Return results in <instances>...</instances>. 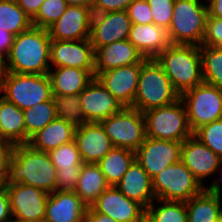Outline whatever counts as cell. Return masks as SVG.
Wrapping results in <instances>:
<instances>
[{"instance_id": "cell-22", "label": "cell", "mask_w": 222, "mask_h": 222, "mask_svg": "<svg viewBox=\"0 0 222 222\" xmlns=\"http://www.w3.org/2000/svg\"><path fill=\"white\" fill-rule=\"evenodd\" d=\"M87 205L74 192L50 193L47 198L46 222H84Z\"/></svg>"}, {"instance_id": "cell-50", "label": "cell", "mask_w": 222, "mask_h": 222, "mask_svg": "<svg viewBox=\"0 0 222 222\" xmlns=\"http://www.w3.org/2000/svg\"><path fill=\"white\" fill-rule=\"evenodd\" d=\"M67 5L83 6L87 8H92L95 0H65Z\"/></svg>"}, {"instance_id": "cell-39", "label": "cell", "mask_w": 222, "mask_h": 222, "mask_svg": "<svg viewBox=\"0 0 222 222\" xmlns=\"http://www.w3.org/2000/svg\"><path fill=\"white\" fill-rule=\"evenodd\" d=\"M152 11L153 23L168 30L175 0H147Z\"/></svg>"}, {"instance_id": "cell-42", "label": "cell", "mask_w": 222, "mask_h": 222, "mask_svg": "<svg viewBox=\"0 0 222 222\" xmlns=\"http://www.w3.org/2000/svg\"><path fill=\"white\" fill-rule=\"evenodd\" d=\"M134 0H95L92 6V13H107L127 10Z\"/></svg>"}, {"instance_id": "cell-45", "label": "cell", "mask_w": 222, "mask_h": 222, "mask_svg": "<svg viewBox=\"0 0 222 222\" xmlns=\"http://www.w3.org/2000/svg\"><path fill=\"white\" fill-rule=\"evenodd\" d=\"M19 7L32 19L45 0H16Z\"/></svg>"}, {"instance_id": "cell-18", "label": "cell", "mask_w": 222, "mask_h": 222, "mask_svg": "<svg viewBox=\"0 0 222 222\" xmlns=\"http://www.w3.org/2000/svg\"><path fill=\"white\" fill-rule=\"evenodd\" d=\"M92 16L91 8L68 5L60 18L47 29L51 40L89 39Z\"/></svg>"}, {"instance_id": "cell-1", "label": "cell", "mask_w": 222, "mask_h": 222, "mask_svg": "<svg viewBox=\"0 0 222 222\" xmlns=\"http://www.w3.org/2000/svg\"><path fill=\"white\" fill-rule=\"evenodd\" d=\"M51 38L47 29L31 26L16 35L5 58L3 72L48 74Z\"/></svg>"}, {"instance_id": "cell-23", "label": "cell", "mask_w": 222, "mask_h": 222, "mask_svg": "<svg viewBox=\"0 0 222 222\" xmlns=\"http://www.w3.org/2000/svg\"><path fill=\"white\" fill-rule=\"evenodd\" d=\"M145 59L128 39L110 43L95 50V76L113 68L141 64Z\"/></svg>"}, {"instance_id": "cell-52", "label": "cell", "mask_w": 222, "mask_h": 222, "mask_svg": "<svg viewBox=\"0 0 222 222\" xmlns=\"http://www.w3.org/2000/svg\"><path fill=\"white\" fill-rule=\"evenodd\" d=\"M142 222H153V221L145 214V216L143 217Z\"/></svg>"}, {"instance_id": "cell-17", "label": "cell", "mask_w": 222, "mask_h": 222, "mask_svg": "<svg viewBox=\"0 0 222 222\" xmlns=\"http://www.w3.org/2000/svg\"><path fill=\"white\" fill-rule=\"evenodd\" d=\"M141 64H132L98 73L95 77L123 107H132Z\"/></svg>"}, {"instance_id": "cell-2", "label": "cell", "mask_w": 222, "mask_h": 222, "mask_svg": "<svg viewBox=\"0 0 222 222\" xmlns=\"http://www.w3.org/2000/svg\"><path fill=\"white\" fill-rule=\"evenodd\" d=\"M56 171L49 153L28 144L14 145L4 185L26 184L50 194L55 191Z\"/></svg>"}, {"instance_id": "cell-4", "label": "cell", "mask_w": 222, "mask_h": 222, "mask_svg": "<svg viewBox=\"0 0 222 222\" xmlns=\"http://www.w3.org/2000/svg\"><path fill=\"white\" fill-rule=\"evenodd\" d=\"M180 97L156 59H145L141 63L137 92L132 108L143 113L150 109L172 104Z\"/></svg>"}, {"instance_id": "cell-5", "label": "cell", "mask_w": 222, "mask_h": 222, "mask_svg": "<svg viewBox=\"0 0 222 222\" xmlns=\"http://www.w3.org/2000/svg\"><path fill=\"white\" fill-rule=\"evenodd\" d=\"M208 15L206 0H175L167 30L170 43L201 46Z\"/></svg>"}, {"instance_id": "cell-38", "label": "cell", "mask_w": 222, "mask_h": 222, "mask_svg": "<svg viewBox=\"0 0 222 222\" xmlns=\"http://www.w3.org/2000/svg\"><path fill=\"white\" fill-rule=\"evenodd\" d=\"M193 135L222 158V118L200 126Z\"/></svg>"}, {"instance_id": "cell-16", "label": "cell", "mask_w": 222, "mask_h": 222, "mask_svg": "<svg viewBox=\"0 0 222 222\" xmlns=\"http://www.w3.org/2000/svg\"><path fill=\"white\" fill-rule=\"evenodd\" d=\"M131 25L127 10L93 14L89 39L94 51L110 43L128 39Z\"/></svg>"}, {"instance_id": "cell-19", "label": "cell", "mask_w": 222, "mask_h": 222, "mask_svg": "<svg viewBox=\"0 0 222 222\" xmlns=\"http://www.w3.org/2000/svg\"><path fill=\"white\" fill-rule=\"evenodd\" d=\"M56 167V192H74L83 166L76 142L65 143L49 152Z\"/></svg>"}, {"instance_id": "cell-6", "label": "cell", "mask_w": 222, "mask_h": 222, "mask_svg": "<svg viewBox=\"0 0 222 222\" xmlns=\"http://www.w3.org/2000/svg\"><path fill=\"white\" fill-rule=\"evenodd\" d=\"M0 95L25 110L53 97L51 80L48 74L2 72Z\"/></svg>"}, {"instance_id": "cell-37", "label": "cell", "mask_w": 222, "mask_h": 222, "mask_svg": "<svg viewBox=\"0 0 222 222\" xmlns=\"http://www.w3.org/2000/svg\"><path fill=\"white\" fill-rule=\"evenodd\" d=\"M67 6L65 0H45L31 19L32 26L48 29L65 12Z\"/></svg>"}, {"instance_id": "cell-55", "label": "cell", "mask_w": 222, "mask_h": 222, "mask_svg": "<svg viewBox=\"0 0 222 222\" xmlns=\"http://www.w3.org/2000/svg\"><path fill=\"white\" fill-rule=\"evenodd\" d=\"M215 222H222V216L218 220H216Z\"/></svg>"}, {"instance_id": "cell-7", "label": "cell", "mask_w": 222, "mask_h": 222, "mask_svg": "<svg viewBox=\"0 0 222 222\" xmlns=\"http://www.w3.org/2000/svg\"><path fill=\"white\" fill-rule=\"evenodd\" d=\"M146 137L183 142L193 135L182 99L143 112Z\"/></svg>"}, {"instance_id": "cell-12", "label": "cell", "mask_w": 222, "mask_h": 222, "mask_svg": "<svg viewBox=\"0 0 222 222\" xmlns=\"http://www.w3.org/2000/svg\"><path fill=\"white\" fill-rule=\"evenodd\" d=\"M182 143L146 137L135 151L136 160L152 179L167 166L181 161Z\"/></svg>"}, {"instance_id": "cell-20", "label": "cell", "mask_w": 222, "mask_h": 222, "mask_svg": "<svg viewBox=\"0 0 222 222\" xmlns=\"http://www.w3.org/2000/svg\"><path fill=\"white\" fill-rule=\"evenodd\" d=\"M79 98L87 122L100 123L123 108L96 77L79 94Z\"/></svg>"}, {"instance_id": "cell-25", "label": "cell", "mask_w": 222, "mask_h": 222, "mask_svg": "<svg viewBox=\"0 0 222 222\" xmlns=\"http://www.w3.org/2000/svg\"><path fill=\"white\" fill-rule=\"evenodd\" d=\"M115 186L127 198L139 202L145 208L156 199L152 179L137 160L131 164Z\"/></svg>"}, {"instance_id": "cell-15", "label": "cell", "mask_w": 222, "mask_h": 222, "mask_svg": "<svg viewBox=\"0 0 222 222\" xmlns=\"http://www.w3.org/2000/svg\"><path fill=\"white\" fill-rule=\"evenodd\" d=\"M90 208L117 222H142L146 214V208L143 205L127 198L116 186H109L91 204Z\"/></svg>"}, {"instance_id": "cell-24", "label": "cell", "mask_w": 222, "mask_h": 222, "mask_svg": "<svg viewBox=\"0 0 222 222\" xmlns=\"http://www.w3.org/2000/svg\"><path fill=\"white\" fill-rule=\"evenodd\" d=\"M128 40L146 59H155L171 44L167 30L154 23H132Z\"/></svg>"}, {"instance_id": "cell-27", "label": "cell", "mask_w": 222, "mask_h": 222, "mask_svg": "<svg viewBox=\"0 0 222 222\" xmlns=\"http://www.w3.org/2000/svg\"><path fill=\"white\" fill-rule=\"evenodd\" d=\"M75 129L72 124L57 117L34 134L27 144L33 149L49 153L65 143L72 142Z\"/></svg>"}, {"instance_id": "cell-10", "label": "cell", "mask_w": 222, "mask_h": 222, "mask_svg": "<svg viewBox=\"0 0 222 222\" xmlns=\"http://www.w3.org/2000/svg\"><path fill=\"white\" fill-rule=\"evenodd\" d=\"M100 123L114 147L136 151L146 139L144 115L135 108L123 107Z\"/></svg>"}, {"instance_id": "cell-51", "label": "cell", "mask_w": 222, "mask_h": 222, "mask_svg": "<svg viewBox=\"0 0 222 222\" xmlns=\"http://www.w3.org/2000/svg\"><path fill=\"white\" fill-rule=\"evenodd\" d=\"M5 58L6 57L0 52V74L4 70Z\"/></svg>"}, {"instance_id": "cell-9", "label": "cell", "mask_w": 222, "mask_h": 222, "mask_svg": "<svg viewBox=\"0 0 222 222\" xmlns=\"http://www.w3.org/2000/svg\"><path fill=\"white\" fill-rule=\"evenodd\" d=\"M188 122L194 132L200 126L222 118V89L206 82L184 92L181 97Z\"/></svg>"}, {"instance_id": "cell-44", "label": "cell", "mask_w": 222, "mask_h": 222, "mask_svg": "<svg viewBox=\"0 0 222 222\" xmlns=\"http://www.w3.org/2000/svg\"><path fill=\"white\" fill-rule=\"evenodd\" d=\"M0 222H13L9 195L5 185H0Z\"/></svg>"}, {"instance_id": "cell-26", "label": "cell", "mask_w": 222, "mask_h": 222, "mask_svg": "<svg viewBox=\"0 0 222 222\" xmlns=\"http://www.w3.org/2000/svg\"><path fill=\"white\" fill-rule=\"evenodd\" d=\"M52 95H79L94 76L87 70L74 67L50 68Z\"/></svg>"}, {"instance_id": "cell-21", "label": "cell", "mask_w": 222, "mask_h": 222, "mask_svg": "<svg viewBox=\"0 0 222 222\" xmlns=\"http://www.w3.org/2000/svg\"><path fill=\"white\" fill-rule=\"evenodd\" d=\"M74 141L83 163L97 164L114 147L99 122H87L77 127Z\"/></svg>"}, {"instance_id": "cell-11", "label": "cell", "mask_w": 222, "mask_h": 222, "mask_svg": "<svg viewBox=\"0 0 222 222\" xmlns=\"http://www.w3.org/2000/svg\"><path fill=\"white\" fill-rule=\"evenodd\" d=\"M5 186L9 195L13 222L44 220L49 193L26 184Z\"/></svg>"}, {"instance_id": "cell-46", "label": "cell", "mask_w": 222, "mask_h": 222, "mask_svg": "<svg viewBox=\"0 0 222 222\" xmlns=\"http://www.w3.org/2000/svg\"><path fill=\"white\" fill-rule=\"evenodd\" d=\"M14 37L12 33L0 29V52L5 57L10 52Z\"/></svg>"}, {"instance_id": "cell-41", "label": "cell", "mask_w": 222, "mask_h": 222, "mask_svg": "<svg viewBox=\"0 0 222 222\" xmlns=\"http://www.w3.org/2000/svg\"><path fill=\"white\" fill-rule=\"evenodd\" d=\"M201 46H215L222 48V19L207 17L206 30Z\"/></svg>"}, {"instance_id": "cell-13", "label": "cell", "mask_w": 222, "mask_h": 222, "mask_svg": "<svg viewBox=\"0 0 222 222\" xmlns=\"http://www.w3.org/2000/svg\"><path fill=\"white\" fill-rule=\"evenodd\" d=\"M51 68L74 67L89 71L95 77V51L90 39L50 42Z\"/></svg>"}, {"instance_id": "cell-36", "label": "cell", "mask_w": 222, "mask_h": 222, "mask_svg": "<svg viewBox=\"0 0 222 222\" xmlns=\"http://www.w3.org/2000/svg\"><path fill=\"white\" fill-rule=\"evenodd\" d=\"M53 99L58 118L65 120L76 128L87 123L82 113L79 95H53Z\"/></svg>"}, {"instance_id": "cell-32", "label": "cell", "mask_w": 222, "mask_h": 222, "mask_svg": "<svg viewBox=\"0 0 222 222\" xmlns=\"http://www.w3.org/2000/svg\"><path fill=\"white\" fill-rule=\"evenodd\" d=\"M26 129V144L29 139L57 118L53 97L33 107L23 110Z\"/></svg>"}, {"instance_id": "cell-43", "label": "cell", "mask_w": 222, "mask_h": 222, "mask_svg": "<svg viewBox=\"0 0 222 222\" xmlns=\"http://www.w3.org/2000/svg\"><path fill=\"white\" fill-rule=\"evenodd\" d=\"M13 145L0 143V185H4L7 179L8 164L12 156Z\"/></svg>"}, {"instance_id": "cell-34", "label": "cell", "mask_w": 222, "mask_h": 222, "mask_svg": "<svg viewBox=\"0 0 222 222\" xmlns=\"http://www.w3.org/2000/svg\"><path fill=\"white\" fill-rule=\"evenodd\" d=\"M146 215L153 222H187L186 204L182 201L155 199L147 208Z\"/></svg>"}, {"instance_id": "cell-48", "label": "cell", "mask_w": 222, "mask_h": 222, "mask_svg": "<svg viewBox=\"0 0 222 222\" xmlns=\"http://www.w3.org/2000/svg\"><path fill=\"white\" fill-rule=\"evenodd\" d=\"M206 189L216 195H219L222 192V163L220 164L215 178Z\"/></svg>"}, {"instance_id": "cell-33", "label": "cell", "mask_w": 222, "mask_h": 222, "mask_svg": "<svg viewBox=\"0 0 222 222\" xmlns=\"http://www.w3.org/2000/svg\"><path fill=\"white\" fill-rule=\"evenodd\" d=\"M31 26V18L19 7L16 0H0V29L16 36Z\"/></svg>"}, {"instance_id": "cell-53", "label": "cell", "mask_w": 222, "mask_h": 222, "mask_svg": "<svg viewBox=\"0 0 222 222\" xmlns=\"http://www.w3.org/2000/svg\"><path fill=\"white\" fill-rule=\"evenodd\" d=\"M0 143H8V142L3 138L1 129H0Z\"/></svg>"}, {"instance_id": "cell-3", "label": "cell", "mask_w": 222, "mask_h": 222, "mask_svg": "<svg viewBox=\"0 0 222 222\" xmlns=\"http://www.w3.org/2000/svg\"><path fill=\"white\" fill-rule=\"evenodd\" d=\"M155 59L180 96L203 82L198 45L170 44Z\"/></svg>"}, {"instance_id": "cell-29", "label": "cell", "mask_w": 222, "mask_h": 222, "mask_svg": "<svg viewBox=\"0 0 222 222\" xmlns=\"http://www.w3.org/2000/svg\"><path fill=\"white\" fill-rule=\"evenodd\" d=\"M109 186L97 164L83 163L75 193L88 207H90L98 196Z\"/></svg>"}, {"instance_id": "cell-49", "label": "cell", "mask_w": 222, "mask_h": 222, "mask_svg": "<svg viewBox=\"0 0 222 222\" xmlns=\"http://www.w3.org/2000/svg\"><path fill=\"white\" fill-rule=\"evenodd\" d=\"M208 16L222 19V0H206Z\"/></svg>"}, {"instance_id": "cell-35", "label": "cell", "mask_w": 222, "mask_h": 222, "mask_svg": "<svg viewBox=\"0 0 222 222\" xmlns=\"http://www.w3.org/2000/svg\"><path fill=\"white\" fill-rule=\"evenodd\" d=\"M203 81L222 89V48L200 46Z\"/></svg>"}, {"instance_id": "cell-8", "label": "cell", "mask_w": 222, "mask_h": 222, "mask_svg": "<svg viewBox=\"0 0 222 222\" xmlns=\"http://www.w3.org/2000/svg\"><path fill=\"white\" fill-rule=\"evenodd\" d=\"M156 199L186 202L205 188L182 162L167 166L152 178Z\"/></svg>"}, {"instance_id": "cell-28", "label": "cell", "mask_w": 222, "mask_h": 222, "mask_svg": "<svg viewBox=\"0 0 222 222\" xmlns=\"http://www.w3.org/2000/svg\"><path fill=\"white\" fill-rule=\"evenodd\" d=\"M0 129L3 138L11 145L26 144L23 110L0 96Z\"/></svg>"}, {"instance_id": "cell-14", "label": "cell", "mask_w": 222, "mask_h": 222, "mask_svg": "<svg viewBox=\"0 0 222 222\" xmlns=\"http://www.w3.org/2000/svg\"><path fill=\"white\" fill-rule=\"evenodd\" d=\"M181 161L191 170L200 184L206 188L215 178L222 158L192 135L182 143Z\"/></svg>"}, {"instance_id": "cell-40", "label": "cell", "mask_w": 222, "mask_h": 222, "mask_svg": "<svg viewBox=\"0 0 222 222\" xmlns=\"http://www.w3.org/2000/svg\"><path fill=\"white\" fill-rule=\"evenodd\" d=\"M129 18L135 24H152V11L147 0H134L127 8Z\"/></svg>"}, {"instance_id": "cell-54", "label": "cell", "mask_w": 222, "mask_h": 222, "mask_svg": "<svg viewBox=\"0 0 222 222\" xmlns=\"http://www.w3.org/2000/svg\"><path fill=\"white\" fill-rule=\"evenodd\" d=\"M218 196H219V199H220V202H221V207H222V192Z\"/></svg>"}, {"instance_id": "cell-47", "label": "cell", "mask_w": 222, "mask_h": 222, "mask_svg": "<svg viewBox=\"0 0 222 222\" xmlns=\"http://www.w3.org/2000/svg\"><path fill=\"white\" fill-rule=\"evenodd\" d=\"M84 222H117V221L105 214H100L92 210L90 207H87Z\"/></svg>"}, {"instance_id": "cell-31", "label": "cell", "mask_w": 222, "mask_h": 222, "mask_svg": "<svg viewBox=\"0 0 222 222\" xmlns=\"http://www.w3.org/2000/svg\"><path fill=\"white\" fill-rule=\"evenodd\" d=\"M135 160V151L113 147L97 165L105 176L107 183L110 186H115Z\"/></svg>"}, {"instance_id": "cell-30", "label": "cell", "mask_w": 222, "mask_h": 222, "mask_svg": "<svg viewBox=\"0 0 222 222\" xmlns=\"http://www.w3.org/2000/svg\"><path fill=\"white\" fill-rule=\"evenodd\" d=\"M187 222H215L222 216L219 196L206 188L185 202Z\"/></svg>"}]
</instances>
